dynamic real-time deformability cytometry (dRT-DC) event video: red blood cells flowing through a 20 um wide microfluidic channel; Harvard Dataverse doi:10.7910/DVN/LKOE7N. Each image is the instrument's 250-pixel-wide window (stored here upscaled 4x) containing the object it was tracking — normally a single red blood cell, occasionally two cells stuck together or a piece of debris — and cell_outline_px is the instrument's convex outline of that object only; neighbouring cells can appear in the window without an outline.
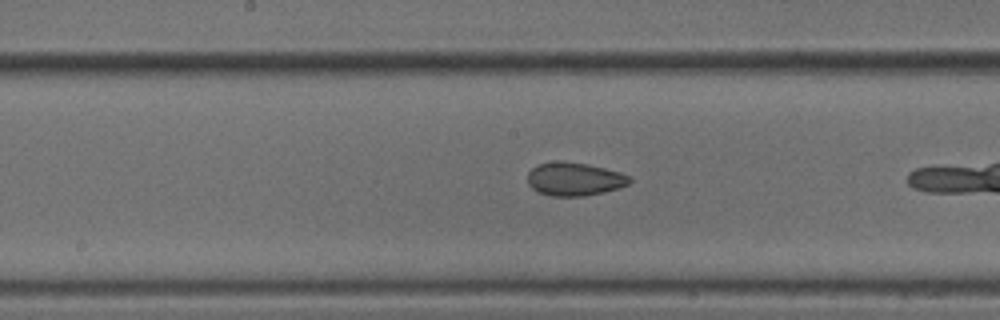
{"species": "common noctule bat (a hibernating species)", "species_latin": "Nyctalus noctula", "temperature_condition": "cold", "stored_images_in_passage": 11, "segment_of_instrument_passage": [2, 2], "camera_frame_rate_fps": 3000, "um_per_image_px": 0.085, "animal": {"sex": "male", "body_mass_g": 18.8}, "frame": {"image": 1, "passage_image": 10, "time_ms": 3.0, "image_size_px": [1000, 320], "cell_outline_px": [[632, 180], [628, 184], [620, 188], [604, 192], [584, 196], [552, 196], [536, 192], [528, 184], [528, 172], [532, 168], [540, 164], [556, 160], [564, 160], [588, 164], [620, 172], [632, 176]], "centroid_in_image_um": [48.84, 15.21], "position_along_channel_um": 199.4, "area_um2": 20.11}}